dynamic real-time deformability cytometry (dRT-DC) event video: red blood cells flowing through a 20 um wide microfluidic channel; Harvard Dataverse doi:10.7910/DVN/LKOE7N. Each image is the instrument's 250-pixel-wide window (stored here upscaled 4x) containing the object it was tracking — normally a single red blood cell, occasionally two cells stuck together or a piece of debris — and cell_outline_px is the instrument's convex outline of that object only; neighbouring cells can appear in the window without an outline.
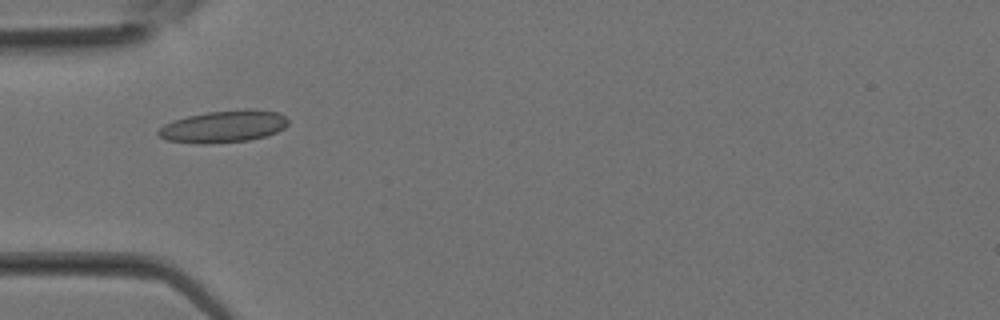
{"species": "Egyptian fruit bat (a non-hibernating species)", "species_latin": "Rousettus aegyptiacus", "temperature_condition": "room temperature", "stored_images_in_passage": 24, "camera_frame_rate_fps": 3000, "um_per_image_px": 0.085, "animal": {"sex": "female"}, "frame": {"image": 1, "passage_image": 2, "time_ms": 0.333, "image_size_px": [1000, 320], "cell_outline_px": [[288, 124], [284, 128], [276, 132], [264, 136], [248, 140], [204, 144], [196, 144], [168, 140], [160, 136], [156, 132], [164, 124], [172, 120], [188, 116], [208, 112], [244, 108], [256, 108], [280, 112], [288, 120]], "centroid_in_image_um": [19.02, 10.73], "position_along_channel_um": 66.0, "area_um2": 24.45}}
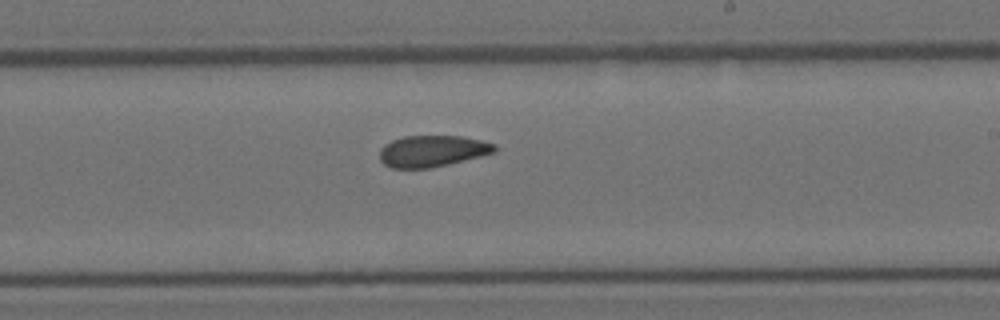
{"frame": {"image": 2, "passage_image": 11, "time_ms": 3.333, "image_size_px": [1000, 320], "cell_outline_px": [[496, 152], [448, 164], [428, 168], [392, 168], [384, 164], [380, 160], [380, 148], [384, 144], [392, 140], [404, 136], [460, 136], [480, 140], [496, 144]], "centroid_in_image_um": [36.73, 12.84], "position_along_channel_um": 252.3, "area_um2": 20.98}}
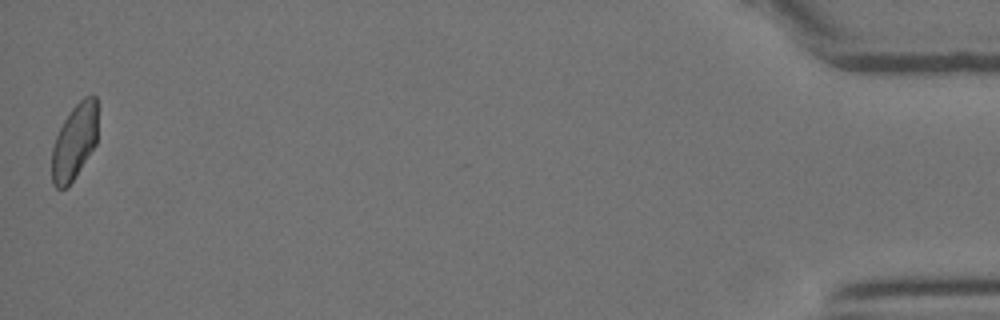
{"frame": {"image": 3, "passage_image": 24, "time_ms": 7.667, "image_size_px": [1000, 320], "cell_outline_px": [[96, 144], [68, 188], [56, 188], [52, 184], [52, 148], [56, 136], [64, 120], [72, 108], [84, 96], [92, 92], [96, 96]], "centroid_in_image_um": [6.32, 12.05], "position_along_channel_um": 428.9, "area_um2": 20.17}}